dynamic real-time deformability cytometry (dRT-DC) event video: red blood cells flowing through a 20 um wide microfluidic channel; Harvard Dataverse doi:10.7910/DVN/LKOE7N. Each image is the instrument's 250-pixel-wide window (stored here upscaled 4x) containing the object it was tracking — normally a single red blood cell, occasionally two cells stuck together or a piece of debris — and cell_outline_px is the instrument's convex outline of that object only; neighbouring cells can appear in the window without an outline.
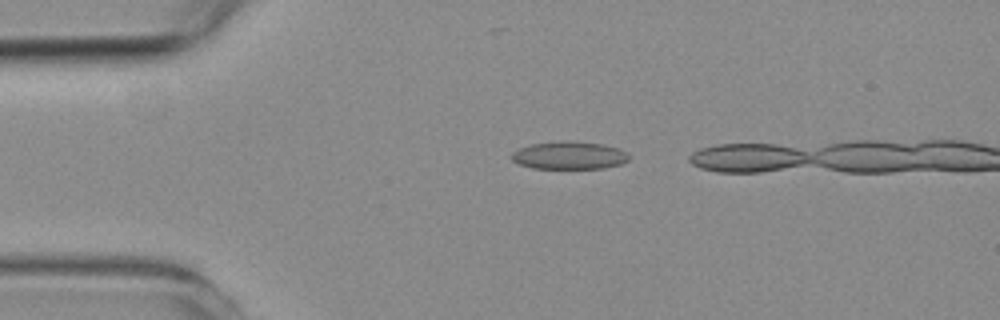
{"species": "common noctule bat (a hibernating species)", "species_latin": "Nyctalus noctula", "temperature_condition": "room temperature", "stored_images_in_passage": 9, "camera_frame_rate_fps": 3000, "um_per_image_px": 0.085, "animal": {"sex": "female", "body_mass_g": 19.3, "forearm_length_mm": 54.1}, "frame": {"image": 1, "passage_image": 6, "time_ms": 1.667, "image_size_px": [1000, 320], "cell_outline_px": [[628, 160], [620, 164], [604, 168], [532, 168], [520, 164], [512, 160], [508, 156], [512, 152], [520, 148], [532, 144], [560, 140], [568, 140], [604, 144], [620, 148], [628, 152]], "centroid_in_image_um": [48.38, 13.19], "position_along_channel_um": 36.6, "area_um2": 19.19}}